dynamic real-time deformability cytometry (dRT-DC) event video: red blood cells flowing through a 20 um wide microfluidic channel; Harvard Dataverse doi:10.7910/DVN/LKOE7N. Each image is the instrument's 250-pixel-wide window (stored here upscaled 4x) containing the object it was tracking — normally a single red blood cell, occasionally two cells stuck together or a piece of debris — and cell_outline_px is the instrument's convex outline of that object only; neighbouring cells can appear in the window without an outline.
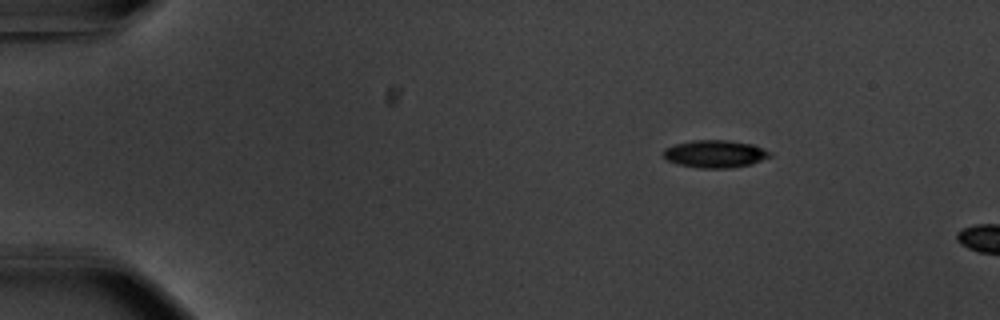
{"species": "common noctule bat (a hibernating species)", "species_latin": "Nyctalus noctula", "temperature_condition": "warm", "stored_images_in_passage": 5, "camera_frame_rate_fps": 3000, "um_per_image_px": 0.085, "animal": {"sex": "male", "body_mass_g": 20.1, "forearm_length_mm": 53.5}, "frame": {"image": 1, "passage_image": 1, "time_ms": 0.0, "image_size_px": [1000, 320], "cell_outline_px": [[772, 156], [752, 164], [728, 168], [700, 168], [676, 164], [668, 160], [664, 156], [664, 148], [676, 144], [692, 140], [728, 140], [752, 144], [772, 152]], "centroid_in_image_um": [60.8, 13.08], "position_along_channel_um": 24.2, "area_um2": 17.11}}